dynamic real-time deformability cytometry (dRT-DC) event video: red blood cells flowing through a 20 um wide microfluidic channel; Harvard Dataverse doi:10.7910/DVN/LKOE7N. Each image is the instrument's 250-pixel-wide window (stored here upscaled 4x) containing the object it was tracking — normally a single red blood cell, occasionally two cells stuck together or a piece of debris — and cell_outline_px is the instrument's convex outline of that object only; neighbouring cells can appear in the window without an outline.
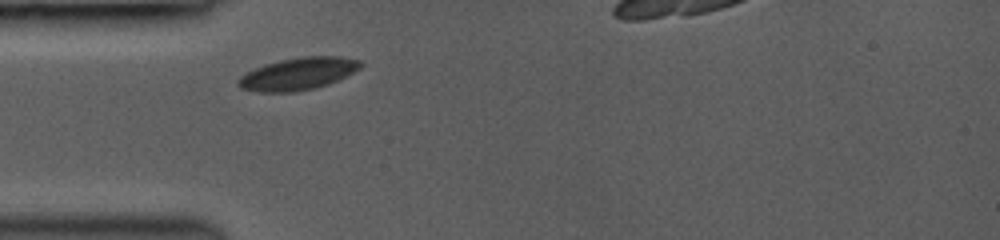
{"species": "common noctule bat (a hibernating species)", "species_latin": "Nyctalus noctula", "temperature_condition": "room temperature", "stored_images_in_passage": 40, "camera_frame_rate_fps": 3000, "um_per_image_px": 0.085, "animal": {"sex": "female", "body_mass_g": 19.0, "forearm_length_mm": 53.3}, "frame": {"image": 1, "passage_image": 1, "time_ms": 0.0, "image_size_px": [1000, 240], "cell_outline_px": [[364, 64], [360, 68], [328, 84], [316, 88], [296, 92], [260, 92], [240, 88], [236, 84], [236, 80], [240, 76], [264, 64], [280, 60], [304, 56], [340, 56], [360, 60]], "centroid_in_image_um": [25.32, 6.27], "position_along_channel_um": 59.7, "area_um2": 23.0}}
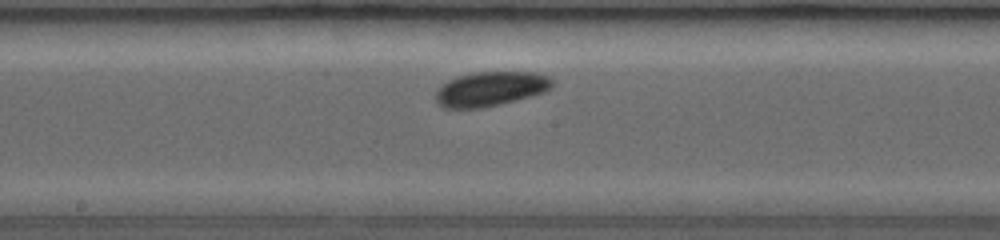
{"frame": {"image": 2, "passage_image": 21, "time_ms": 3.667, "image_size_px": [1000, 240], "cell_outline_px": [[552, 88], [544, 92], [532, 96], [500, 104], [480, 108], [444, 108], [436, 104], [436, 92], [448, 80], [456, 76], [472, 72], [536, 72], [548, 76], [552, 80]], "centroid_in_image_um": [41.7, 7.55], "position_along_channel_um": 206.5, "area_um2": 23.52}}
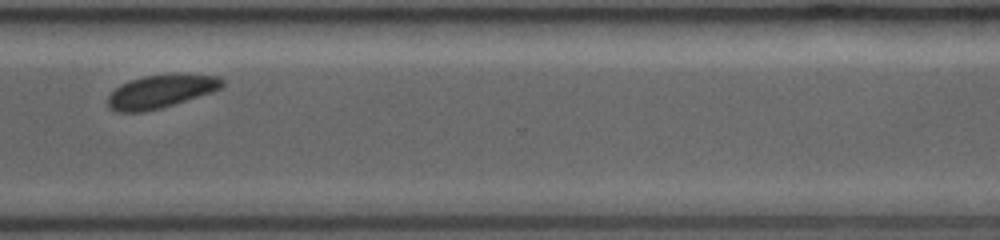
{"frame": {"image": 3, "passage_image": 39, "time_ms": 7.333, "image_size_px": [1000, 240], "cell_outline_px": [[224, 88], [212, 92], [160, 108], [144, 112], [116, 112], [108, 108], [108, 96], [120, 84], [128, 80], [144, 76], [176, 72], [220, 76], [224, 80]], "centroid_in_image_um": [13.7, 7.74], "position_along_channel_um": 356.9, "area_um2": 22.66}}